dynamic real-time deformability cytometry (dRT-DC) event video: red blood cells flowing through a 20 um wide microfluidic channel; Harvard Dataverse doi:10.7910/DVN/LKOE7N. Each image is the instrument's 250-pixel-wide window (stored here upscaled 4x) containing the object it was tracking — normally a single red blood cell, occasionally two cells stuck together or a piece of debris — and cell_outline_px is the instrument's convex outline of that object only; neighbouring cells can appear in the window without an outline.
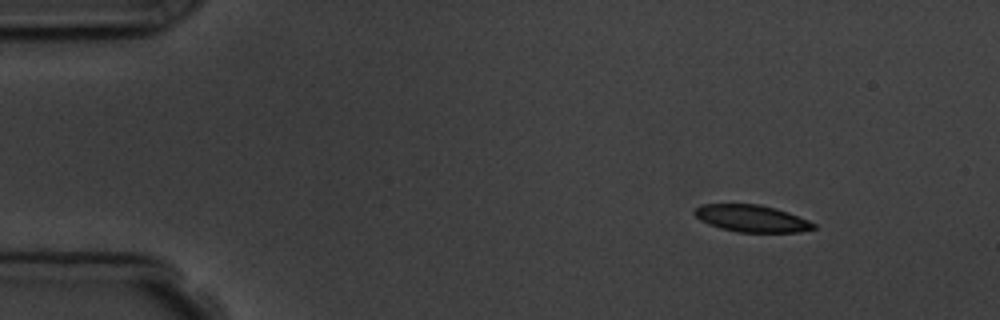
{"species": "common noctule bat (a hibernating species)", "species_latin": "Nyctalus noctula", "temperature_condition": "room temperature", "stored_images_in_passage": 5, "camera_frame_rate_fps": 3000, "um_per_image_px": 0.085, "animal": {"sex": "male", "body_mass_g": 19.5, "forearm_length_mm": 54.6}, "frame": {"image": 1, "passage_image": 1, "time_ms": 0.0, "image_size_px": [1000, 320], "cell_outline_px": [[816, 228], [800, 232], [736, 232], [720, 228], [708, 224], [700, 220], [692, 212], [700, 204], [760, 204], [776, 208], [788, 212], [808, 220], [816, 224]], "centroid_in_image_um": [63.88, 18.57], "position_along_channel_um": 21.1, "area_um2": 18.84}}
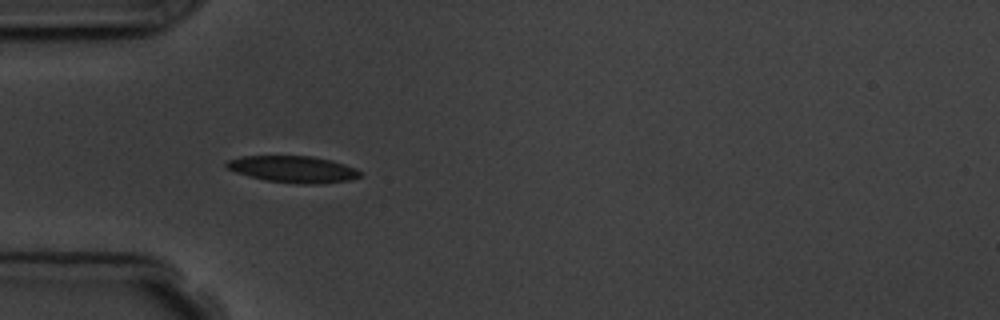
{"frame": {"image": 2, "passage_image": 4, "time_ms": 3.333, "image_size_px": [1000, 320], "cell_outline_px": [[360, 176], [348, 180], [316, 184], [296, 184], [264, 180], [248, 176], [236, 172], [228, 168], [224, 164], [228, 160], [240, 156], [312, 156], [332, 160], [356, 168], [360, 172]], "centroid_in_image_um": [24.89, 14.38], "position_along_channel_um": 60.1, "area_um2": 20.75}}